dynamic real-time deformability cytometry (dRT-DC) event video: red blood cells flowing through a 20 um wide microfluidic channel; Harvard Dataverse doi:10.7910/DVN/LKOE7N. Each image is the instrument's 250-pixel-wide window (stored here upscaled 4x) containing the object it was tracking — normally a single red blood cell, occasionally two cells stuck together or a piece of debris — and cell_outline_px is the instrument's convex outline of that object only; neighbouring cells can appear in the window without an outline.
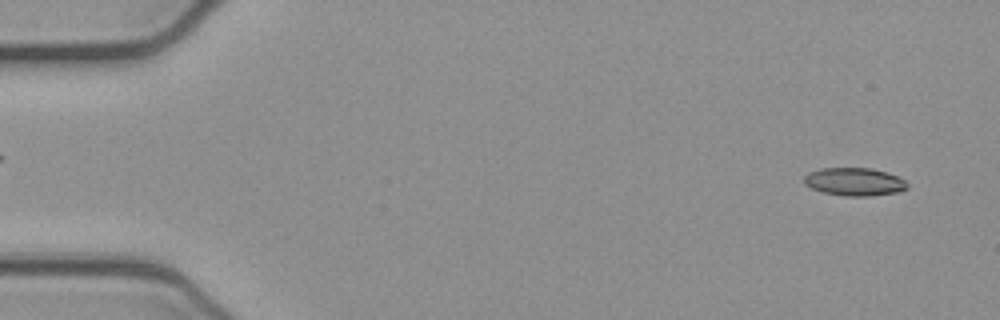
{"species": "common noctule bat (a hibernating species)", "species_latin": "Nyctalus noctula", "temperature_condition": "cold", "stored_images_in_passage": 52, "camera_frame_rate_fps": 3000, "um_per_image_px": 0.085, "animal": {"sex": "female", "body_mass_g": 21.9}, "frame": {"image": 1, "passage_image": 3, "time_ms": 0.667, "image_size_px": [1000, 320], "cell_outline_px": [[908, 188], [896, 192], [868, 196], [844, 196], [824, 192], [812, 188], [804, 184], [804, 176], [808, 172], [820, 168], [872, 168], [888, 172], [904, 180], [908, 184]], "centroid_in_image_um": [72.61, 15.44], "position_along_channel_um": 12.4, "area_um2": 16.82}}
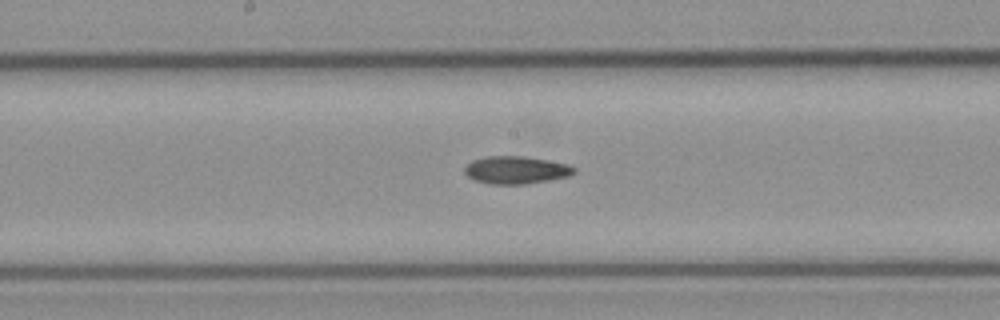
{"frame": {"image": 2, "passage_image": 27, "time_ms": 8.667, "image_size_px": [1000, 320], "cell_outline_px": [[576, 172], [568, 176], [528, 184], [492, 184], [472, 180], [464, 172], [464, 168], [472, 160], [484, 156], [524, 156], [548, 160], [568, 164], [576, 168]], "centroid_in_image_um": [43.85, 14.45], "position_along_channel_um": 204.3, "area_um2": 17.74}}
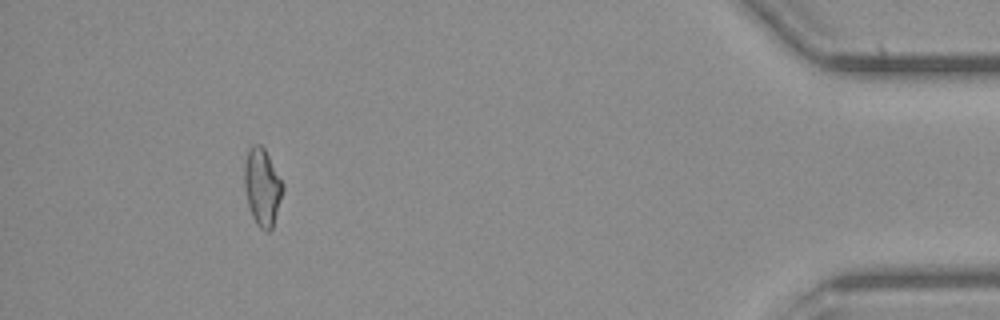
{"frame": {"image": 3, "passage_image": 48, "time_ms": 15.667, "image_size_px": [1000, 320], "cell_outline_px": [[284, 188], [272, 228], [268, 232], [264, 232], [256, 224], [252, 216], [248, 204], [244, 188], [244, 164], [248, 148], [252, 144], [260, 144], [264, 148], [284, 184]], "centroid_in_image_um": [22.28, 15.89], "position_along_channel_um": 412.9, "area_um2": 17.4}}